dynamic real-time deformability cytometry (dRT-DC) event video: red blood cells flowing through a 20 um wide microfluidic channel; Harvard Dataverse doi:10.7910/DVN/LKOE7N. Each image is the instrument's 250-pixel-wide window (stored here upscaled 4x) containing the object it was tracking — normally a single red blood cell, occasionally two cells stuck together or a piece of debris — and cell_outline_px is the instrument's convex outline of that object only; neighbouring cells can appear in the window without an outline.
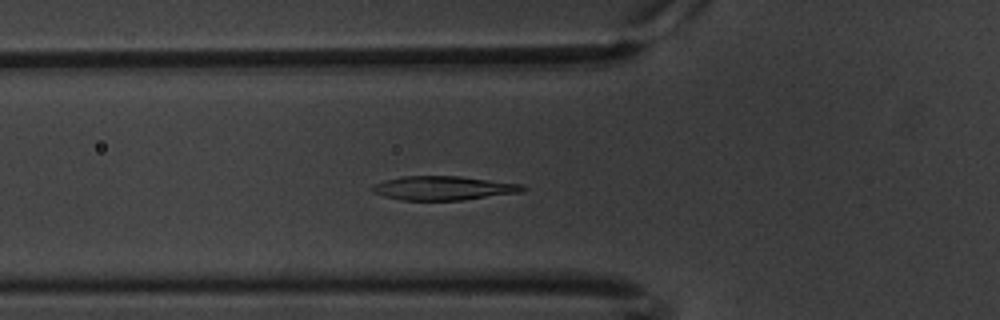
{"species": "common noctule bat (a hibernating species)", "species_latin": "Nyctalus noctula", "temperature_condition": "warm", "stored_images_in_passage": 60, "camera_frame_rate_fps": 3000, "um_per_image_px": 0.085, "animal": {"sex": "male", "body_mass_g": 20.1, "forearm_length_mm": 53.5}, "frame": {"image": 1, "passage_image": 21, "time_ms": 6.667, "image_size_px": [1000, 320], "cell_outline_px": [[528, 188], [520, 192], [464, 200], [400, 200], [384, 196], [372, 192], [372, 184], [384, 180], [404, 176], [460, 176], [524, 184]], "centroid_in_image_um": [37.69, 15.98], "position_along_channel_um": 88.1, "area_um2": 21.15}}
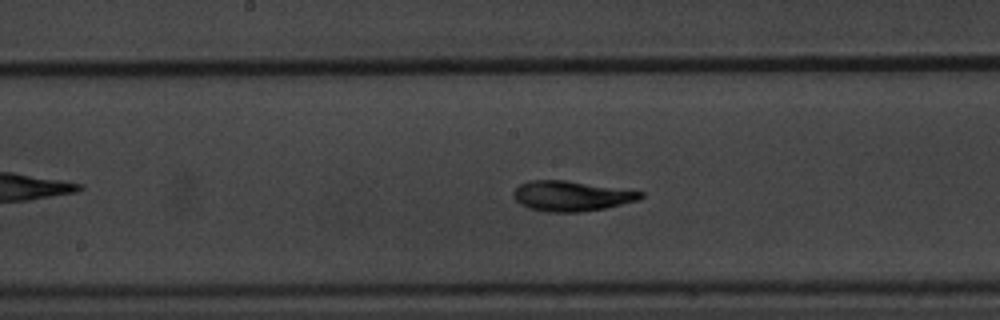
{"frame": {"image": 2, "passage_image": 31, "time_ms": 10.0, "image_size_px": [1000, 320], "cell_outline_px": [[644, 196], [640, 200], [604, 208], [580, 212], [548, 212], [528, 208], [520, 204], [512, 196], [512, 192], [520, 184], [528, 180], [564, 180], [644, 192]], "centroid_in_image_um": [48.53, 16.66], "position_along_channel_um": 199.7, "area_um2": 22.31}}
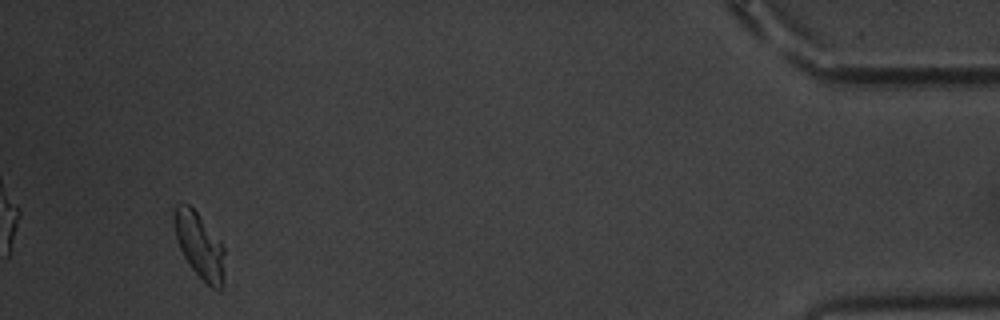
{"frame": {"image": 3, "passage_image": 57, "time_ms": 18.667, "image_size_px": [1000, 320], "cell_outline_px": [[224, 288], [220, 292], [212, 288], [192, 268], [184, 256], [176, 240], [172, 220], [172, 216], [176, 204], [188, 204], [196, 212], [220, 240], [224, 248]], "centroid_in_image_um": [16.96, 20.89], "position_along_channel_um": 418.2, "area_um2": 19.42}, "authors_computed_cell_mechanics": {"area_um2": 21.2126, "velocity_mm_per_s": 3.3196, "shape_relaxation_time_tau1_ms": 4.6593, "shape_relaxation_time_tau2_ms": 4.67, "deformation_change_tau1": 0.1663, "deformation_change_tau2": 0.092}}